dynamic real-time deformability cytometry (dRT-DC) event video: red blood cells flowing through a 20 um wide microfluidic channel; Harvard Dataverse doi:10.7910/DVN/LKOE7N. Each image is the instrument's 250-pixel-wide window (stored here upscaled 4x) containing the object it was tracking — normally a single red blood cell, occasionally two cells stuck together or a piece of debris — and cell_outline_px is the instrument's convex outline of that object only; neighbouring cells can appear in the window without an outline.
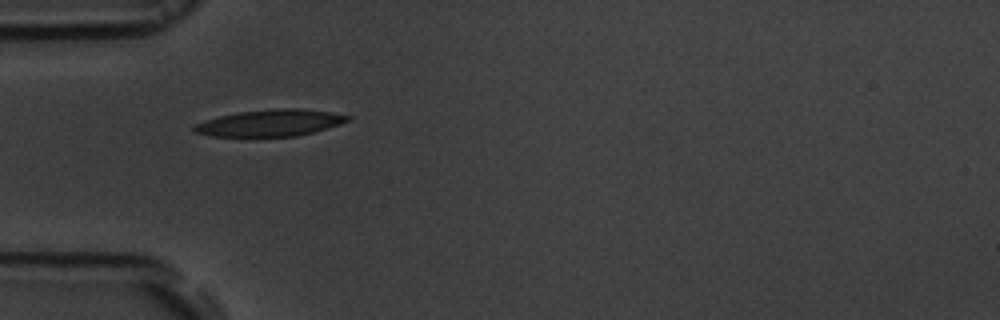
{"species": "common noctule bat (a hibernating species)", "species_latin": "Nyctalus noctula", "temperature_condition": "room temperature", "stored_images_in_passage": 35, "camera_frame_rate_fps": 3000, "um_per_image_px": 0.085, "animal": {"sex": "male", "body_mass_g": 19.5, "forearm_length_mm": 54.6}, "frame": {"image": 1, "passage_image": 1, "time_ms": 0.0, "image_size_px": [1000, 320], "cell_outline_px": [[352, 116], [348, 120], [340, 124], [328, 128], [296, 136], [212, 136], [196, 132], [192, 128], [196, 124], [204, 120], [220, 116], [240, 112], [276, 108], [300, 108], [332, 112]], "centroid_in_image_um": [23.0, 10.44], "position_along_channel_um": 62.0, "area_um2": 23.64}}
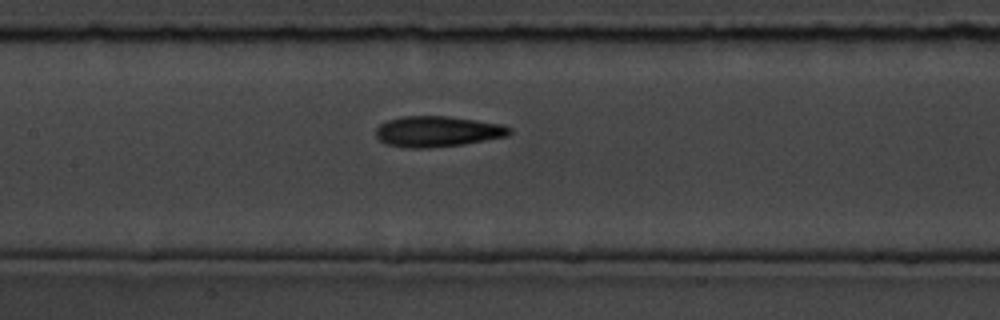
{"frame": {"image": 2, "passage_image": 10, "time_ms": 3.0, "image_size_px": [1000, 320], "cell_outline_px": [[512, 132], [508, 136], [464, 144], [424, 148], [408, 148], [388, 144], [380, 140], [376, 136], [376, 128], [380, 124], [388, 120], [404, 116], [448, 116], [504, 124], [512, 128]], "centroid_in_image_um": [37.23, 11.17], "position_along_channel_um": 170.2, "area_um2": 23.93}}
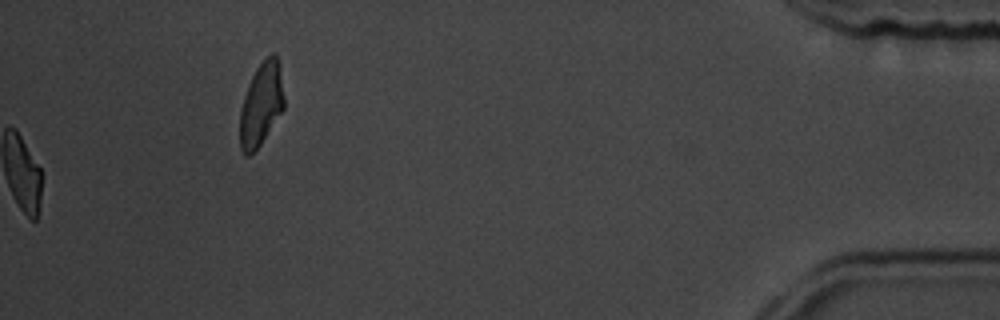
{"frame": {"image": 3, "passage_image": 35, "time_ms": 11.333, "image_size_px": [1000, 320], "cell_outline_px": [[284, 108], [260, 144], [248, 156], [244, 156], [240, 148], [240, 108], [248, 84], [256, 68], [272, 52], [276, 52], [284, 96]], "centroid_in_image_um": [22.18, 8.87], "position_along_channel_um": 413.0, "area_um2": 21.1}, "authors_computed_cell_mechanics": {"area_um2": 23.0044, "velocity_mm_per_s": 3.6697, "shape_relaxation_time_tau1_ms": 4.3217, "shape_relaxation_time_tau2_ms": 2.3768, "deformation_change_tau1": 0.1827, "deformation_change_tau2": 0.1067}}